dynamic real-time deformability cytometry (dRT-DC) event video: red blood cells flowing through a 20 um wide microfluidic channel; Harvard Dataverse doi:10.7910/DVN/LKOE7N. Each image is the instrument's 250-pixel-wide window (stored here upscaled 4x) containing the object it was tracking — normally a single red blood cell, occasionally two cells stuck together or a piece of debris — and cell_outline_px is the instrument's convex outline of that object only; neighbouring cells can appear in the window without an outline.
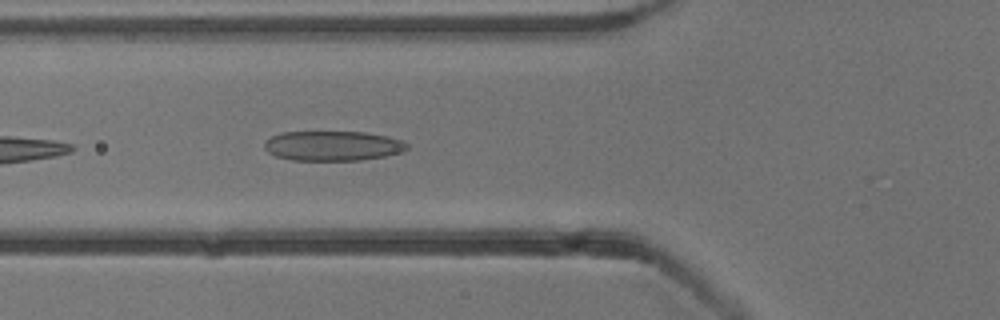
{"species": "common noctule bat (a hibernating species)", "species_latin": "Nyctalus noctula", "temperature_condition": "cold", "stored_images_in_passage": 24, "camera_frame_rate_fps": 3000, "um_per_image_px": 0.085, "animal": {"sex": "male", "body_mass_g": 13.3}, "frame": {"image": 1, "passage_image": 5, "time_ms": 1.333, "image_size_px": [1000, 320], "cell_outline_px": [[408, 148], [404, 152], [384, 156], [360, 160], [292, 160], [276, 156], [268, 152], [264, 148], [264, 140], [280, 132], [364, 132], [388, 136], [400, 140], [408, 144]], "centroid_in_image_um": [28.27, 12.39], "position_along_channel_um": 97.5, "area_um2": 24.85}}
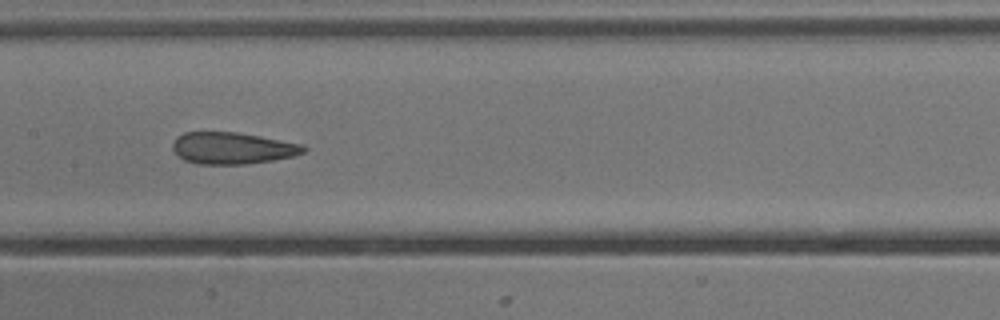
{"frame": {"image": 2, "passage_image": 12, "time_ms": 3.667, "image_size_px": [1000, 320], "cell_outline_px": [[308, 148], [304, 152], [296, 156], [272, 160], [244, 164], [200, 164], [184, 160], [172, 148], [172, 144], [176, 136], [184, 132], [236, 132], [260, 136], [300, 144]], "centroid_in_image_um": [19.75, 12.59], "position_along_channel_um": 187.7, "area_um2": 24.1}}
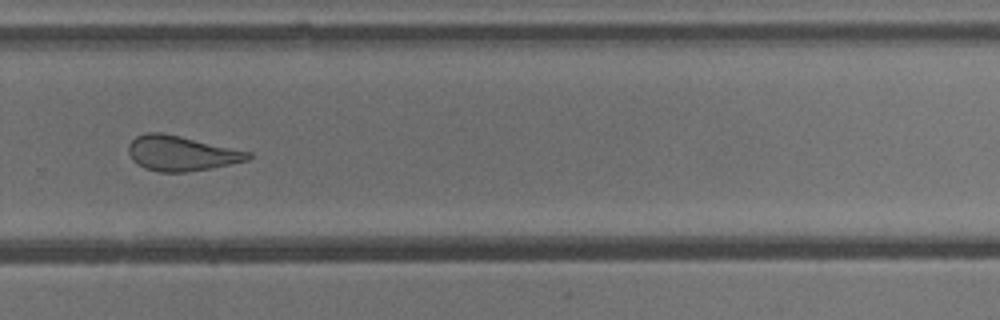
{"frame": {"image": 3, "passage_image": 22, "time_ms": 7.0, "image_size_px": [1000, 320], "cell_outline_px": [[252, 156], [248, 160], [212, 168], [184, 172], [160, 172], [144, 168], [136, 164], [132, 160], [128, 152], [128, 144], [136, 136], [148, 132], [164, 132], [252, 152]], "centroid_in_image_um": [15.39, 13.02], "position_along_channel_um": 314.4, "area_um2": 24.62}}